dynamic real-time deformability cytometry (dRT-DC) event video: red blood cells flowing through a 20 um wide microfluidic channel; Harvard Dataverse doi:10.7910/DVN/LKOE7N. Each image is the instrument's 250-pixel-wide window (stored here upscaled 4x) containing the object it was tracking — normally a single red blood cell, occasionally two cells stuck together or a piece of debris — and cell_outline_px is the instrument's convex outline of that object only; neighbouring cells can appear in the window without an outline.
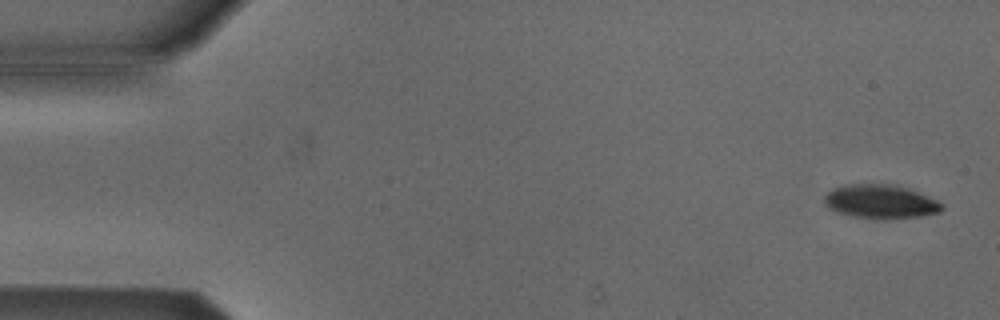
{"species": "Egyptian fruit bat (a non-hibernating species)", "species_latin": "Rousettus aegyptiacus", "temperature_condition": "cold", "stored_images_in_passage": 5, "camera_frame_rate_fps": 3000, "um_per_image_px": 0.085, "animal": {"sex": "male"}, "frame": {"image": 1, "passage_image": 1, "time_ms": 0.0, "image_size_px": [1000, 320], "cell_outline_px": [[944, 208], [940, 212], [920, 216], [888, 220], [876, 220], [852, 216], [836, 212], [828, 208], [824, 204], [824, 196], [832, 188], [852, 184], [896, 184], [908, 188], [936, 200], [944, 204]], "centroid_in_image_um": [74.84, 17.16], "position_along_channel_um": 10.2, "area_um2": 23.58}}
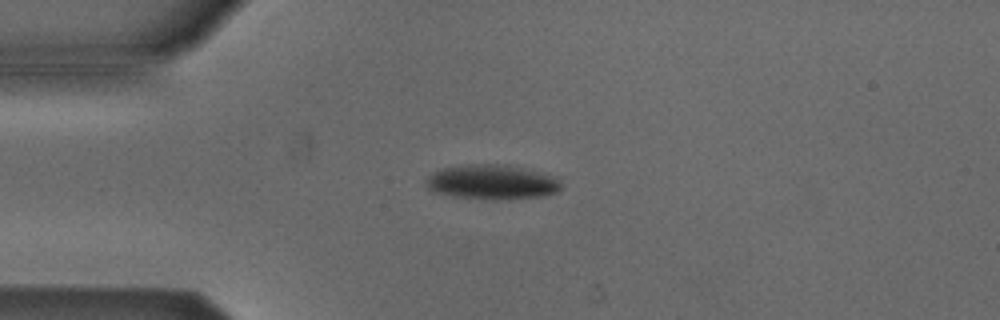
{"frame": {"image": 2, "passage_image": 4, "time_ms": 3.667, "image_size_px": [1000, 320], "cell_outline_px": [[564, 188], [556, 192], [544, 196], [496, 200], [492, 200], [452, 196], [436, 192], [428, 188], [428, 176], [444, 168], [472, 164], [504, 164], [560, 176]], "centroid_in_image_um": [41.95, 15.48], "position_along_channel_um": 43.0, "area_um2": 27.46}}